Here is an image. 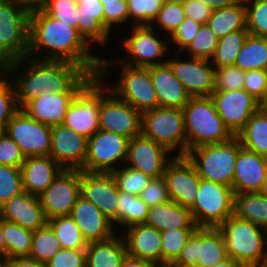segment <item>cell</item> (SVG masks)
I'll return each instance as SVG.
<instances>
[{"label":"cell","instance_id":"1","mask_svg":"<svg viewBox=\"0 0 267 267\" xmlns=\"http://www.w3.org/2000/svg\"><path fill=\"white\" fill-rule=\"evenodd\" d=\"M18 69L23 71L20 73ZM6 76L13 78L10 80L15 86L19 109L41 93L78 94L94 77L70 61L38 60L28 56L14 60Z\"/></svg>","mask_w":267,"mask_h":267},{"label":"cell","instance_id":"2","mask_svg":"<svg viewBox=\"0 0 267 267\" xmlns=\"http://www.w3.org/2000/svg\"><path fill=\"white\" fill-rule=\"evenodd\" d=\"M42 51L45 53L40 56L39 52ZM91 53L93 51L90 45L78 33L77 28L56 20L41 9L30 11L28 57L70 61L82 66L95 77L100 69L101 56Z\"/></svg>","mask_w":267,"mask_h":267},{"label":"cell","instance_id":"3","mask_svg":"<svg viewBox=\"0 0 267 267\" xmlns=\"http://www.w3.org/2000/svg\"><path fill=\"white\" fill-rule=\"evenodd\" d=\"M225 238L227 256L243 267L267 264V230L234 214L218 227ZM266 233V234H264Z\"/></svg>","mask_w":267,"mask_h":267},{"label":"cell","instance_id":"4","mask_svg":"<svg viewBox=\"0 0 267 267\" xmlns=\"http://www.w3.org/2000/svg\"><path fill=\"white\" fill-rule=\"evenodd\" d=\"M182 111L187 153L193 148L222 143L234 136L217 113L210 96L191 97Z\"/></svg>","mask_w":267,"mask_h":267},{"label":"cell","instance_id":"5","mask_svg":"<svg viewBox=\"0 0 267 267\" xmlns=\"http://www.w3.org/2000/svg\"><path fill=\"white\" fill-rule=\"evenodd\" d=\"M121 65V74L114 86L108 84L109 90L119 99L129 103L141 113L157 108L158 100L150 77L148 67H133L121 63L118 59L105 60L101 56L98 77L104 81L111 71L108 67ZM122 67V68H121ZM109 71V72H108Z\"/></svg>","mask_w":267,"mask_h":267},{"label":"cell","instance_id":"6","mask_svg":"<svg viewBox=\"0 0 267 267\" xmlns=\"http://www.w3.org/2000/svg\"><path fill=\"white\" fill-rule=\"evenodd\" d=\"M241 147L239 138L233 136L222 143L193 148L186 157L192 162L200 178L232 188L235 163Z\"/></svg>","mask_w":267,"mask_h":267},{"label":"cell","instance_id":"7","mask_svg":"<svg viewBox=\"0 0 267 267\" xmlns=\"http://www.w3.org/2000/svg\"><path fill=\"white\" fill-rule=\"evenodd\" d=\"M141 134L162 145L175 156H186L187 154L182 109L157 107L143 112Z\"/></svg>","mask_w":267,"mask_h":267},{"label":"cell","instance_id":"8","mask_svg":"<svg viewBox=\"0 0 267 267\" xmlns=\"http://www.w3.org/2000/svg\"><path fill=\"white\" fill-rule=\"evenodd\" d=\"M198 227L218 228L234 212V191L231 187L200 178L196 201L190 208Z\"/></svg>","mask_w":267,"mask_h":267},{"label":"cell","instance_id":"9","mask_svg":"<svg viewBox=\"0 0 267 267\" xmlns=\"http://www.w3.org/2000/svg\"><path fill=\"white\" fill-rule=\"evenodd\" d=\"M156 30L149 25L130 26L129 37L118 39L119 45L126 50L127 56L118 60L133 67H149L166 63L167 58L165 60L164 57H167V53L170 52L167 50L171 49L169 39L157 36L159 30Z\"/></svg>","mask_w":267,"mask_h":267},{"label":"cell","instance_id":"10","mask_svg":"<svg viewBox=\"0 0 267 267\" xmlns=\"http://www.w3.org/2000/svg\"><path fill=\"white\" fill-rule=\"evenodd\" d=\"M30 10L15 0H0V47L13 59L27 56Z\"/></svg>","mask_w":267,"mask_h":267},{"label":"cell","instance_id":"11","mask_svg":"<svg viewBox=\"0 0 267 267\" xmlns=\"http://www.w3.org/2000/svg\"><path fill=\"white\" fill-rule=\"evenodd\" d=\"M227 256L226 241L219 228L198 227L189 237L174 264L211 267Z\"/></svg>","mask_w":267,"mask_h":267},{"label":"cell","instance_id":"12","mask_svg":"<svg viewBox=\"0 0 267 267\" xmlns=\"http://www.w3.org/2000/svg\"><path fill=\"white\" fill-rule=\"evenodd\" d=\"M104 82L93 77L68 106L64 125L74 132L90 138L99 130V108Z\"/></svg>","mask_w":267,"mask_h":267},{"label":"cell","instance_id":"13","mask_svg":"<svg viewBox=\"0 0 267 267\" xmlns=\"http://www.w3.org/2000/svg\"><path fill=\"white\" fill-rule=\"evenodd\" d=\"M129 140L120 134L98 130L88 138L87 154L82 170L111 173L118 168V165H124L127 158Z\"/></svg>","mask_w":267,"mask_h":267},{"label":"cell","instance_id":"14","mask_svg":"<svg viewBox=\"0 0 267 267\" xmlns=\"http://www.w3.org/2000/svg\"><path fill=\"white\" fill-rule=\"evenodd\" d=\"M142 113L116 97L108 86L102 87L99 108V130L132 139L141 134Z\"/></svg>","mask_w":267,"mask_h":267},{"label":"cell","instance_id":"15","mask_svg":"<svg viewBox=\"0 0 267 267\" xmlns=\"http://www.w3.org/2000/svg\"><path fill=\"white\" fill-rule=\"evenodd\" d=\"M80 196V170L63 169L38 197L46 219L50 220L71 215Z\"/></svg>","mask_w":267,"mask_h":267},{"label":"cell","instance_id":"16","mask_svg":"<svg viewBox=\"0 0 267 267\" xmlns=\"http://www.w3.org/2000/svg\"><path fill=\"white\" fill-rule=\"evenodd\" d=\"M3 131L20 147L25 158L49 156L51 127L28 117L22 110L13 116Z\"/></svg>","mask_w":267,"mask_h":267},{"label":"cell","instance_id":"17","mask_svg":"<svg viewBox=\"0 0 267 267\" xmlns=\"http://www.w3.org/2000/svg\"><path fill=\"white\" fill-rule=\"evenodd\" d=\"M80 193L97 206L117 229L119 190L111 173L80 170Z\"/></svg>","mask_w":267,"mask_h":267},{"label":"cell","instance_id":"18","mask_svg":"<svg viewBox=\"0 0 267 267\" xmlns=\"http://www.w3.org/2000/svg\"><path fill=\"white\" fill-rule=\"evenodd\" d=\"M226 127L236 136L260 107L261 103L245 89L213 91L210 96Z\"/></svg>","mask_w":267,"mask_h":267},{"label":"cell","instance_id":"19","mask_svg":"<svg viewBox=\"0 0 267 267\" xmlns=\"http://www.w3.org/2000/svg\"><path fill=\"white\" fill-rule=\"evenodd\" d=\"M178 54L172 59L167 58L174 76L192 97L211 96L215 88V68L210 60L194 57L180 59Z\"/></svg>","mask_w":267,"mask_h":267},{"label":"cell","instance_id":"20","mask_svg":"<svg viewBox=\"0 0 267 267\" xmlns=\"http://www.w3.org/2000/svg\"><path fill=\"white\" fill-rule=\"evenodd\" d=\"M163 177L170 200L190 209L200 186V177L192 162L186 156H174Z\"/></svg>","mask_w":267,"mask_h":267},{"label":"cell","instance_id":"21","mask_svg":"<svg viewBox=\"0 0 267 267\" xmlns=\"http://www.w3.org/2000/svg\"><path fill=\"white\" fill-rule=\"evenodd\" d=\"M169 155V157H168ZM173 154L162 145L142 134L129 140L126 166L151 178L162 177Z\"/></svg>","mask_w":267,"mask_h":267},{"label":"cell","instance_id":"22","mask_svg":"<svg viewBox=\"0 0 267 267\" xmlns=\"http://www.w3.org/2000/svg\"><path fill=\"white\" fill-rule=\"evenodd\" d=\"M88 138L64 124L51 127V156L63 169L82 170Z\"/></svg>","mask_w":267,"mask_h":267},{"label":"cell","instance_id":"23","mask_svg":"<svg viewBox=\"0 0 267 267\" xmlns=\"http://www.w3.org/2000/svg\"><path fill=\"white\" fill-rule=\"evenodd\" d=\"M70 216L88 244L108 240L119 233L97 206L82 196L77 199Z\"/></svg>","mask_w":267,"mask_h":267},{"label":"cell","instance_id":"24","mask_svg":"<svg viewBox=\"0 0 267 267\" xmlns=\"http://www.w3.org/2000/svg\"><path fill=\"white\" fill-rule=\"evenodd\" d=\"M267 176V158L243 146L235 163L234 193L260 192Z\"/></svg>","mask_w":267,"mask_h":267},{"label":"cell","instance_id":"25","mask_svg":"<svg viewBox=\"0 0 267 267\" xmlns=\"http://www.w3.org/2000/svg\"><path fill=\"white\" fill-rule=\"evenodd\" d=\"M120 231L127 255L161 266V231L146 224L133 225Z\"/></svg>","mask_w":267,"mask_h":267},{"label":"cell","instance_id":"26","mask_svg":"<svg viewBox=\"0 0 267 267\" xmlns=\"http://www.w3.org/2000/svg\"><path fill=\"white\" fill-rule=\"evenodd\" d=\"M148 68L158 100V107L183 109L192 96L174 76L169 64L166 62Z\"/></svg>","mask_w":267,"mask_h":267},{"label":"cell","instance_id":"27","mask_svg":"<svg viewBox=\"0 0 267 267\" xmlns=\"http://www.w3.org/2000/svg\"><path fill=\"white\" fill-rule=\"evenodd\" d=\"M5 220L17 223L23 228L35 231L47 224L38 196L26 191L14 196L0 207Z\"/></svg>","mask_w":267,"mask_h":267},{"label":"cell","instance_id":"28","mask_svg":"<svg viewBox=\"0 0 267 267\" xmlns=\"http://www.w3.org/2000/svg\"><path fill=\"white\" fill-rule=\"evenodd\" d=\"M77 94L41 93L26 103L22 110L28 117L49 127L64 123L70 103Z\"/></svg>","mask_w":267,"mask_h":267},{"label":"cell","instance_id":"29","mask_svg":"<svg viewBox=\"0 0 267 267\" xmlns=\"http://www.w3.org/2000/svg\"><path fill=\"white\" fill-rule=\"evenodd\" d=\"M23 191L39 196L63 168L51 156L26 157L21 167Z\"/></svg>","mask_w":267,"mask_h":267},{"label":"cell","instance_id":"30","mask_svg":"<svg viewBox=\"0 0 267 267\" xmlns=\"http://www.w3.org/2000/svg\"><path fill=\"white\" fill-rule=\"evenodd\" d=\"M78 13L77 31L92 47L94 44L104 47L111 35L103 26V4L100 0H75Z\"/></svg>","mask_w":267,"mask_h":267},{"label":"cell","instance_id":"31","mask_svg":"<svg viewBox=\"0 0 267 267\" xmlns=\"http://www.w3.org/2000/svg\"><path fill=\"white\" fill-rule=\"evenodd\" d=\"M145 224L163 232L175 229H197L189 208L173 201L149 207Z\"/></svg>","mask_w":267,"mask_h":267},{"label":"cell","instance_id":"32","mask_svg":"<svg viewBox=\"0 0 267 267\" xmlns=\"http://www.w3.org/2000/svg\"><path fill=\"white\" fill-rule=\"evenodd\" d=\"M86 267H121L126 256V246L120 235L108 240L87 244Z\"/></svg>","mask_w":267,"mask_h":267},{"label":"cell","instance_id":"33","mask_svg":"<svg viewBox=\"0 0 267 267\" xmlns=\"http://www.w3.org/2000/svg\"><path fill=\"white\" fill-rule=\"evenodd\" d=\"M233 214L267 230V196L261 192L234 193Z\"/></svg>","mask_w":267,"mask_h":267},{"label":"cell","instance_id":"34","mask_svg":"<svg viewBox=\"0 0 267 267\" xmlns=\"http://www.w3.org/2000/svg\"><path fill=\"white\" fill-rule=\"evenodd\" d=\"M207 25L218 39L237 30H247L244 0L230 7L213 10Z\"/></svg>","mask_w":267,"mask_h":267},{"label":"cell","instance_id":"35","mask_svg":"<svg viewBox=\"0 0 267 267\" xmlns=\"http://www.w3.org/2000/svg\"><path fill=\"white\" fill-rule=\"evenodd\" d=\"M236 136L244 148L267 158V112L260 107Z\"/></svg>","mask_w":267,"mask_h":267},{"label":"cell","instance_id":"36","mask_svg":"<svg viewBox=\"0 0 267 267\" xmlns=\"http://www.w3.org/2000/svg\"><path fill=\"white\" fill-rule=\"evenodd\" d=\"M234 66L244 71L267 70V38L249 34L236 57Z\"/></svg>","mask_w":267,"mask_h":267},{"label":"cell","instance_id":"37","mask_svg":"<svg viewBox=\"0 0 267 267\" xmlns=\"http://www.w3.org/2000/svg\"><path fill=\"white\" fill-rule=\"evenodd\" d=\"M34 231L17 223L4 220L3 237L6 243V258L29 257Z\"/></svg>","mask_w":267,"mask_h":267},{"label":"cell","instance_id":"38","mask_svg":"<svg viewBox=\"0 0 267 267\" xmlns=\"http://www.w3.org/2000/svg\"><path fill=\"white\" fill-rule=\"evenodd\" d=\"M248 35V30H237L218 39L217 47L210 59L213 67L216 69L225 66H234L236 57Z\"/></svg>","mask_w":267,"mask_h":267},{"label":"cell","instance_id":"39","mask_svg":"<svg viewBox=\"0 0 267 267\" xmlns=\"http://www.w3.org/2000/svg\"><path fill=\"white\" fill-rule=\"evenodd\" d=\"M64 249H86L87 242L70 215L55 217L47 220Z\"/></svg>","mask_w":267,"mask_h":267},{"label":"cell","instance_id":"40","mask_svg":"<svg viewBox=\"0 0 267 267\" xmlns=\"http://www.w3.org/2000/svg\"><path fill=\"white\" fill-rule=\"evenodd\" d=\"M60 249L61 246L58 238L52 228L46 224L44 227L34 231L29 257L45 264L54 257Z\"/></svg>","mask_w":267,"mask_h":267},{"label":"cell","instance_id":"41","mask_svg":"<svg viewBox=\"0 0 267 267\" xmlns=\"http://www.w3.org/2000/svg\"><path fill=\"white\" fill-rule=\"evenodd\" d=\"M196 229H175L161 232V266L174 262Z\"/></svg>","mask_w":267,"mask_h":267},{"label":"cell","instance_id":"42","mask_svg":"<svg viewBox=\"0 0 267 267\" xmlns=\"http://www.w3.org/2000/svg\"><path fill=\"white\" fill-rule=\"evenodd\" d=\"M218 38L207 24H202L191 43L182 51L188 57L210 60L217 47ZM187 51V52H186Z\"/></svg>","mask_w":267,"mask_h":267},{"label":"cell","instance_id":"43","mask_svg":"<svg viewBox=\"0 0 267 267\" xmlns=\"http://www.w3.org/2000/svg\"><path fill=\"white\" fill-rule=\"evenodd\" d=\"M164 0H127L130 26L151 25Z\"/></svg>","mask_w":267,"mask_h":267},{"label":"cell","instance_id":"44","mask_svg":"<svg viewBox=\"0 0 267 267\" xmlns=\"http://www.w3.org/2000/svg\"><path fill=\"white\" fill-rule=\"evenodd\" d=\"M118 190L139 196L141 191L147 186L151 177L145 175L141 171L132 169L126 165L118 166L111 172Z\"/></svg>","mask_w":267,"mask_h":267},{"label":"cell","instance_id":"45","mask_svg":"<svg viewBox=\"0 0 267 267\" xmlns=\"http://www.w3.org/2000/svg\"><path fill=\"white\" fill-rule=\"evenodd\" d=\"M250 35L267 38V0H244Z\"/></svg>","mask_w":267,"mask_h":267},{"label":"cell","instance_id":"46","mask_svg":"<svg viewBox=\"0 0 267 267\" xmlns=\"http://www.w3.org/2000/svg\"><path fill=\"white\" fill-rule=\"evenodd\" d=\"M40 9L56 20L77 28L80 8L75 0H46Z\"/></svg>","mask_w":267,"mask_h":267},{"label":"cell","instance_id":"47","mask_svg":"<svg viewBox=\"0 0 267 267\" xmlns=\"http://www.w3.org/2000/svg\"><path fill=\"white\" fill-rule=\"evenodd\" d=\"M184 18L185 11L182 3L164 0L162 8L150 26L155 29L156 25H160L157 27L164 29L170 36L184 21Z\"/></svg>","mask_w":267,"mask_h":267},{"label":"cell","instance_id":"48","mask_svg":"<svg viewBox=\"0 0 267 267\" xmlns=\"http://www.w3.org/2000/svg\"><path fill=\"white\" fill-rule=\"evenodd\" d=\"M23 192L21 169L0 165V207Z\"/></svg>","mask_w":267,"mask_h":267},{"label":"cell","instance_id":"49","mask_svg":"<svg viewBox=\"0 0 267 267\" xmlns=\"http://www.w3.org/2000/svg\"><path fill=\"white\" fill-rule=\"evenodd\" d=\"M4 76L0 80V127L4 130L7 123L20 110L17 105L16 90L13 82Z\"/></svg>","mask_w":267,"mask_h":267},{"label":"cell","instance_id":"50","mask_svg":"<svg viewBox=\"0 0 267 267\" xmlns=\"http://www.w3.org/2000/svg\"><path fill=\"white\" fill-rule=\"evenodd\" d=\"M245 71L235 66L215 69L214 91H234L244 88Z\"/></svg>","mask_w":267,"mask_h":267},{"label":"cell","instance_id":"51","mask_svg":"<svg viewBox=\"0 0 267 267\" xmlns=\"http://www.w3.org/2000/svg\"><path fill=\"white\" fill-rule=\"evenodd\" d=\"M103 4V26L112 34L113 26L116 27L129 21L127 0H100Z\"/></svg>","mask_w":267,"mask_h":267},{"label":"cell","instance_id":"52","mask_svg":"<svg viewBox=\"0 0 267 267\" xmlns=\"http://www.w3.org/2000/svg\"><path fill=\"white\" fill-rule=\"evenodd\" d=\"M202 24L196 22L195 20L185 17L184 21L175 29V31L168 36L169 46L173 44L178 47V53L183 55L182 51L186 46L192 42L196 34L198 33ZM173 43V44H172Z\"/></svg>","mask_w":267,"mask_h":267},{"label":"cell","instance_id":"53","mask_svg":"<svg viewBox=\"0 0 267 267\" xmlns=\"http://www.w3.org/2000/svg\"><path fill=\"white\" fill-rule=\"evenodd\" d=\"M139 196L149 207L170 201L166 181L163 176L151 178Z\"/></svg>","mask_w":267,"mask_h":267},{"label":"cell","instance_id":"54","mask_svg":"<svg viewBox=\"0 0 267 267\" xmlns=\"http://www.w3.org/2000/svg\"><path fill=\"white\" fill-rule=\"evenodd\" d=\"M24 160L20 147L3 131L0 134V165L20 168Z\"/></svg>","mask_w":267,"mask_h":267},{"label":"cell","instance_id":"55","mask_svg":"<svg viewBox=\"0 0 267 267\" xmlns=\"http://www.w3.org/2000/svg\"><path fill=\"white\" fill-rule=\"evenodd\" d=\"M243 89L262 103L267 97V70L245 71Z\"/></svg>","mask_w":267,"mask_h":267},{"label":"cell","instance_id":"56","mask_svg":"<svg viewBox=\"0 0 267 267\" xmlns=\"http://www.w3.org/2000/svg\"><path fill=\"white\" fill-rule=\"evenodd\" d=\"M45 265L46 267H86V251L61 248Z\"/></svg>","mask_w":267,"mask_h":267},{"label":"cell","instance_id":"57","mask_svg":"<svg viewBox=\"0 0 267 267\" xmlns=\"http://www.w3.org/2000/svg\"><path fill=\"white\" fill-rule=\"evenodd\" d=\"M183 4L185 17H189L200 24H207L212 9L201 0H186Z\"/></svg>","mask_w":267,"mask_h":267},{"label":"cell","instance_id":"58","mask_svg":"<svg viewBox=\"0 0 267 267\" xmlns=\"http://www.w3.org/2000/svg\"><path fill=\"white\" fill-rule=\"evenodd\" d=\"M133 195L119 191L118 210H117V224L123 230L131 226V214L133 207Z\"/></svg>","mask_w":267,"mask_h":267},{"label":"cell","instance_id":"59","mask_svg":"<svg viewBox=\"0 0 267 267\" xmlns=\"http://www.w3.org/2000/svg\"><path fill=\"white\" fill-rule=\"evenodd\" d=\"M148 210L149 206L140 198V196L133 195L131 226L145 224Z\"/></svg>","mask_w":267,"mask_h":267},{"label":"cell","instance_id":"60","mask_svg":"<svg viewBox=\"0 0 267 267\" xmlns=\"http://www.w3.org/2000/svg\"><path fill=\"white\" fill-rule=\"evenodd\" d=\"M6 267H46V265L30 257H17L7 259Z\"/></svg>","mask_w":267,"mask_h":267},{"label":"cell","instance_id":"61","mask_svg":"<svg viewBox=\"0 0 267 267\" xmlns=\"http://www.w3.org/2000/svg\"><path fill=\"white\" fill-rule=\"evenodd\" d=\"M121 267H162L154 262L134 258L126 254L121 263Z\"/></svg>","mask_w":267,"mask_h":267},{"label":"cell","instance_id":"62","mask_svg":"<svg viewBox=\"0 0 267 267\" xmlns=\"http://www.w3.org/2000/svg\"><path fill=\"white\" fill-rule=\"evenodd\" d=\"M204 4L210 7L212 10L230 7L240 3L242 0H201Z\"/></svg>","mask_w":267,"mask_h":267},{"label":"cell","instance_id":"63","mask_svg":"<svg viewBox=\"0 0 267 267\" xmlns=\"http://www.w3.org/2000/svg\"><path fill=\"white\" fill-rule=\"evenodd\" d=\"M28 10L40 9L46 2V0H15Z\"/></svg>","mask_w":267,"mask_h":267},{"label":"cell","instance_id":"64","mask_svg":"<svg viewBox=\"0 0 267 267\" xmlns=\"http://www.w3.org/2000/svg\"><path fill=\"white\" fill-rule=\"evenodd\" d=\"M13 61L14 60L0 47V70L6 73Z\"/></svg>","mask_w":267,"mask_h":267},{"label":"cell","instance_id":"65","mask_svg":"<svg viewBox=\"0 0 267 267\" xmlns=\"http://www.w3.org/2000/svg\"><path fill=\"white\" fill-rule=\"evenodd\" d=\"M4 217L2 216L0 210V255L6 257V243L3 237V224H4Z\"/></svg>","mask_w":267,"mask_h":267},{"label":"cell","instance_id":"66","mask_svg":"<svg viewBox=\"0 0 267 267\" xmlns=\"http://www.w3.org/2000/svg\"><path fill=\"white\" fill-rule=\"evenodd\" d=\"M211 267H243L238 261L230 257Z\"/></svg>","mask_w":267,"mask_h":267},{"label":"cell","instance_id":"67","mask_svg":"<svg viewBox=\"0 0 267 267\" xmlns=\"http://www.w3.org/2000/svg\"><path fill=\"white\" fill-rule=\"evenodd\" d=\"M262 194H264L265 196H267V176H266V179L264 181V184H263V187L260 191Z\"/></svg>","mask_w":267,"mask_h":267},{"label":"cell","instance_id":"68","mask_svg":"<svg viewBox=\"0 0 267 267\" xmlns=\"http://www.w3.org/2000/svg\"><path fill=\"white\" fill-rule=\"evenodd\" d=\"M163 267H195V266L179 265V264H174L172 262V263H169V264L164 265Z\"/></svg>","mask_w":267,"mask_h":267},{"label":"cell","instance_id":"69","mask_svg":"<svg viewBox=\"0 0 267 267\" xmlns=\"http://www.w3.org/2000/svg\"><path fill=\"white\" fill-rule=\"evenodd\" d=\"M7 258L5 256L0 255V267H6Z\"/></svg>","mask_w":267,"mask_h":267},{"label":"cell","instance_id":"70","mask_svg":"<svg viewBox=\"0 0 267 267\" xmlns=\"http://www.w3.org/2000/svg\"><path fill=\"white\" fill-rule=\"evenodd\" d=\"M261 107L267 112V97H266V99L261 103Z\"/></svg>","mask_w":267,"mask_h":267},{"label":"cell","instance_id":"71","mask_svg":"<svg viewBox=\"0 0 267 267\" xmlns=\"http://www.w3.org/2000/svg\"><path fill=\"white\" fill-rule=\"evenodd\" d=\"M167 1H172V2H179V3H184L186 0H167Z\"/></svg>","mask_w":267,"mask_h":267},{"label":"cell","instance_id":"72","mask_svg":"<svg viewBox=\"0 0 267 267\" xmlns=\"http://www.w3.org/2000/svg\"><path fill=\"white\" fill-rule=\"evenodd\" d=\"M6 75V73L4 71L0 70V80Z\"/></svg>","mask_w":267,"mask_h":267}]
</instances>
